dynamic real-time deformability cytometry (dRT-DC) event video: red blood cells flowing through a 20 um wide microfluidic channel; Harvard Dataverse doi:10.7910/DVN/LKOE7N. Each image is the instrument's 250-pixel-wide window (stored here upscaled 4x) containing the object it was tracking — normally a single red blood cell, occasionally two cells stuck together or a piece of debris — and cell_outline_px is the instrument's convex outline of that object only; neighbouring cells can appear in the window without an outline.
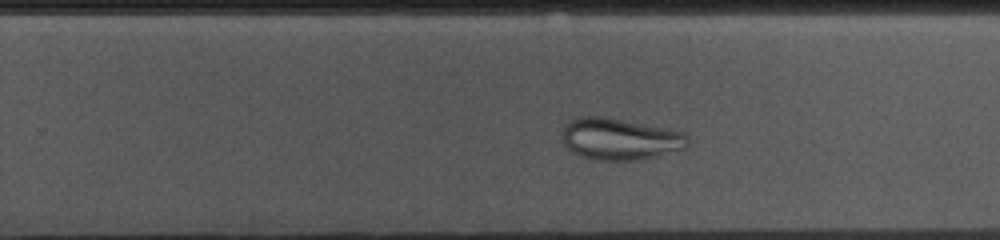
{"species": "common noctule bat (a hibernating species)", "species_latin": "Nyctalus noctula", "temperature_condition": "cold", "stored_images_in_passage": 42, "camera_frame_rate_fps": 3000, "um_per_image_px": 0.085, "animal": {"sex": "female", "body_mass_g": 10.0, "forearm_length_mm": 53.1}, "frame": {"image": 1, "passage_image": 30, "time_ms": 9.667, "image_size_px": [1000, 240], "cell_outline_px": [[688, 144], [684, 148], [656, 156], [636, 160], [596, 160], [580, 156], [572, 152], [564, 144], [560, 136], [568, 120], [580, 116], [600, 116], [672, 128], [684, 132], [688, 136]], "centroid_in_image_um": [52.68, 11.8], "position_along_channel_um": 277.1, "area_um2": 30.81}}